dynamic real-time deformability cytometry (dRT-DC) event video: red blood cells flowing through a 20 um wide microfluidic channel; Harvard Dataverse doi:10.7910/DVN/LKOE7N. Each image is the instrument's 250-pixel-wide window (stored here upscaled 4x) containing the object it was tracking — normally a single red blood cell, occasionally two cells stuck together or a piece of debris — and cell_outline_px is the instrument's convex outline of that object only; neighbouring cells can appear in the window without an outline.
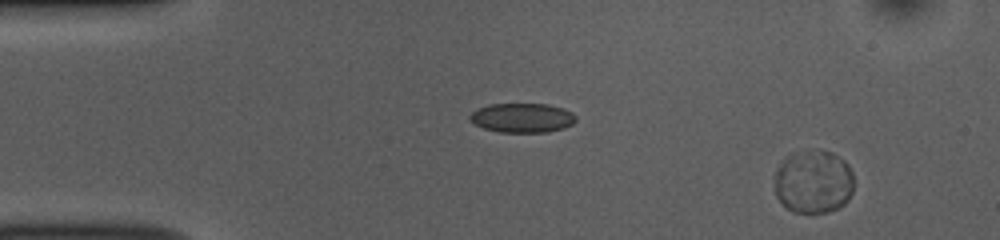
{"species": "common noctule bat (a hibernating species)", "species_latin": "Nyctalus noctula", "temperature_condition": "room temperature", "stored_images_in_passage": 52, "camera_frame_rate_fps": 3000, "um_per_image_px": 0.085, "animal": {"sex": "female", "body_mass_g": 10.0, "forearm_length_mm": 53.1}, "frame": {"image": 1, "passage_image": 4, "time_ms": 1.0, "image_size_px": [1000, 240], "cell_outline_px": [[852, 192], [848, 200], [844, 204], [828, 212], [808, 216], [792, 212], [776, 196], [776, 172], [780, 160], [792, 152], [832, 152], [844, 160], [848, 164], [852, 172]], "centroid_in_image_um": [69.13, 15.5], "position_along_channel_um": 15.9, "area_um2": 29.48}}
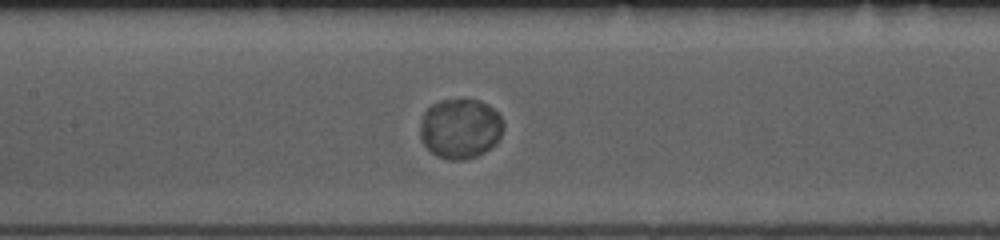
{"frame": {"image": 2, "passage_image": 24, "time_ms": 7.667, "image_size_px": [1000, 240], "cell_outline_px": [[504, 128], [496, 144], [484, 152], [476, 156], [464, 160], [448, 160], [436, 156], [420, 140], [420, 120], [424, 112], [432, 104], [440, 100], [480, 100], [488, 104], [504, 120]], "centroid_in_image_um": [39.12, 10.93], "position_along_channel_um": 168.3, "area_um2": 29.36}}
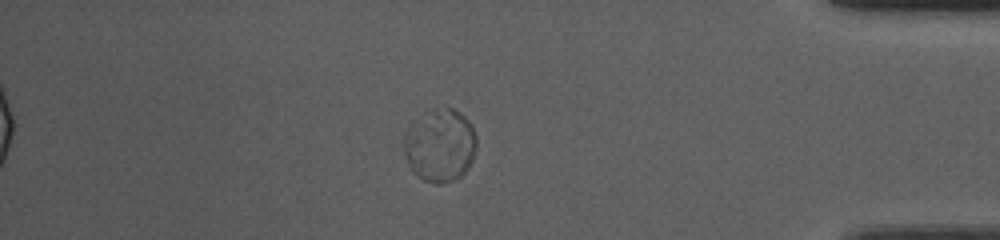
{"frame": {"image": 3, "passage_image": 45, "time_ms": 14.667, "image_size_px": [1000, 240], "cell_outline_px": [[476, 148], [472, 160], [468, 168], [460, 176], [452, 180], [440, 184], [436, 184], [424, 180], [412, 172], [408, 168], [400, 144], [404, 132], [408, 124], [416, 116], [432, 108], [452, 108], [460, 112], [472, 124], [476, 136]], "centroid_in_image_um": [37.32, 12.32], "position_along_channel_um": 397.9, "area_um2": 31.96}, "authors_computed_cell_mechanics": {"area_um2": 29.8537, "velocity_mm_per_s": 3.7535, "shape_relaxation_time_tau1_ms": 2.1625, "shape_relaxation_time_tau2_ms": null, "deformation_change_tau1": 0.0263, "deformation_change_tau2": null}}